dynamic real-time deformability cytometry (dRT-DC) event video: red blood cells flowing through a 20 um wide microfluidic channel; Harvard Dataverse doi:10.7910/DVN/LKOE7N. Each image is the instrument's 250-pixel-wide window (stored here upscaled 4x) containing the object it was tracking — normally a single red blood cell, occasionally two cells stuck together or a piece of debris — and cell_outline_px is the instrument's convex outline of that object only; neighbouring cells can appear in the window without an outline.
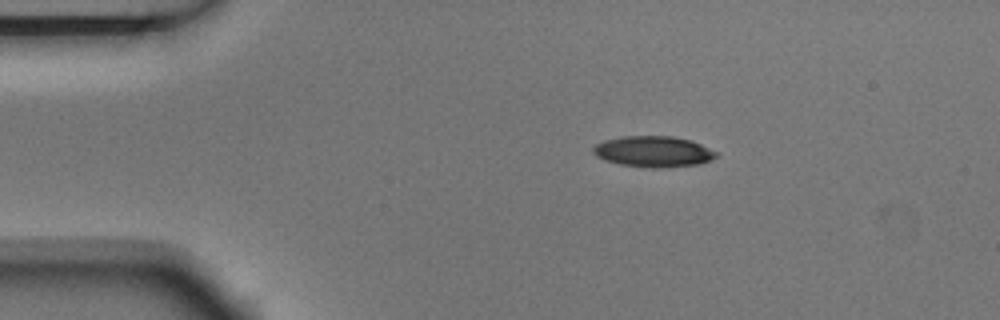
{"species": "Egyptian fruit bat (a non-hibernating species)", "species_latin": "Rousettus aegyptiacus", "temperature_condition": "room temperature", "stored_images_in_passage": 5, "camera_frame_rate_fps": 3000, "um_per_image_px": 0.085, "animal": {"sex": "male"}, "frame": {"image": 1, "passage_image": 1, "time_ms": 0.0, "image_size_px": [1000, 320], "cell_outline_px": [[720, 152], [712, 160], [700, 164], [668, 168], [648, 168], [620, 164], [604, 160], [596, 156], [592, 152], [592, 148], [596, 144], [604, 140], [620, 136], [672, 136], [692, 140]], "centroid_in_image_um": [55.57, 12.89], "position_along_channel_um": 29.4, "area_um2": 22.66}}
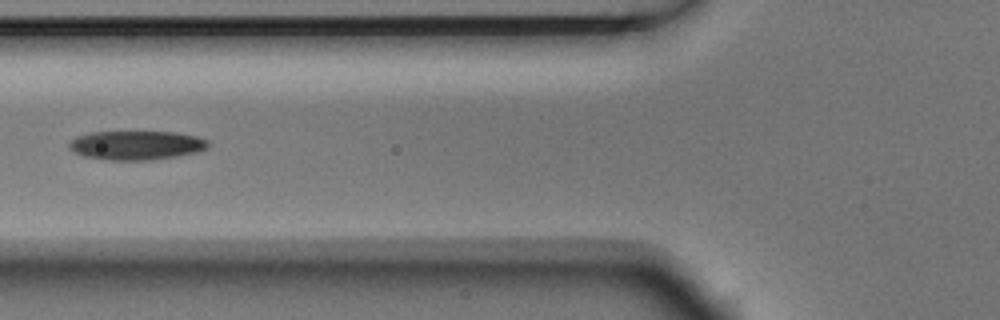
{"frame": {"image": 2, "passage_image": 4, "time_ms": 1.0, "image_size_px": [1000, 320], "cell_outline_px": [[208, 148], [196, 152], [176, 156], [148, 160], [108, 160], [84, 156], [68, 148], [68, 144], [76, 136], [88, 132], [176, 132], [196, 136], [208, 140]], "centroid_in_image_um": [11.57, 12.34], "position_along_channel_um": 114.2, "area_um2": 23.47}}
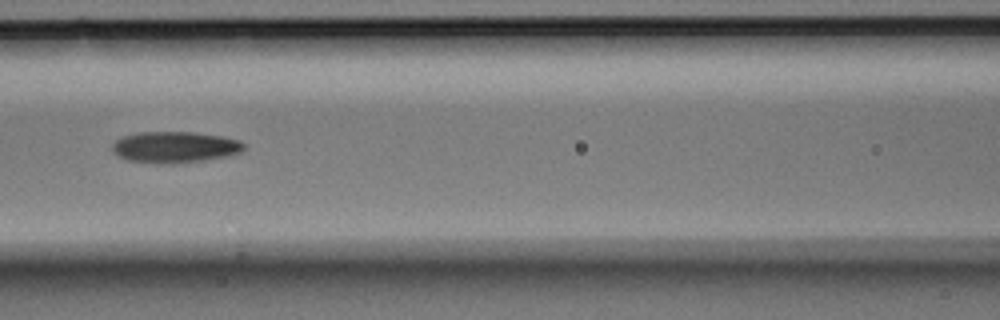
{"frame": {"image": 3, "passage_image": 5, "time_ms": 1.333, "image_size_px": [1000, 320], "cell_outline_px": [[244, 148], [240, 152], [228, 156], [204, 160], [176, 164], [156, 164], [128, 160], [120, 156], [112, 148], [112, 144], [116, 140], [124, 136], [140, 132], [196, 132], [220, 136], [240, 140], [244, 144]], "centroid_in_image_um": [14.88, 12.51], "position_along_channel_um": 151.7, "area_um2": 23.99}}